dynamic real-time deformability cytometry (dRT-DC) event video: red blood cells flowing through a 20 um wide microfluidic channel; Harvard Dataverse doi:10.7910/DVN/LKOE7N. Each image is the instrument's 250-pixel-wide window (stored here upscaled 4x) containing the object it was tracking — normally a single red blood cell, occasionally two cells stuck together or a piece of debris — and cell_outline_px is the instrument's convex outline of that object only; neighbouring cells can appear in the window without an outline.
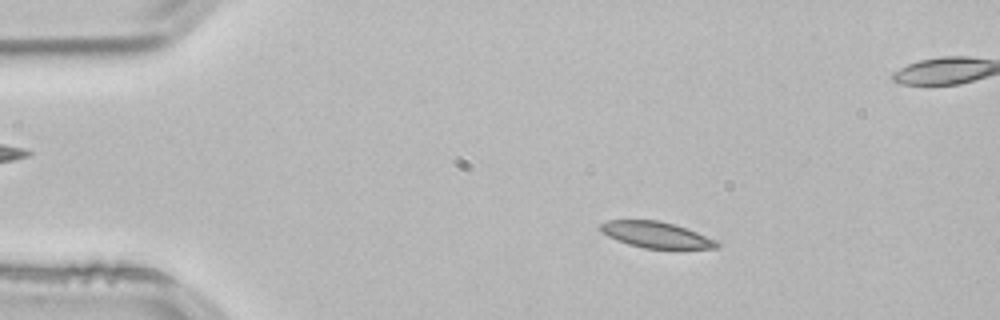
{"species": "common noctule bat (a hibernating species)", "species_latin": "Nyctalus noctula", "temperature_condition": "room temperature", "stored_images_in_passage": 28, "camera_frame_rate_fps": 3000, "um_per_image_px": 0.085, "animal": {"sex": "male", "body_mass_g": 21.5, "forearm_length_mm": 52.0}, "frame": {"image": 1, "passage_image": 9, "time_ms": 2.667, "image_size_px": [1000, 320], "cell_outline_px": [[720, 248], [644, 248], [628, 244], [616, 240], [600, 232], [600, 224], [608, 220], [656, 220], [676, 224], [716, 240], [720, 244]], "centroid_in_image_um": [55.75, 19.95], "position_along_channel_um": 29.3, "area_um2": 17.63}}
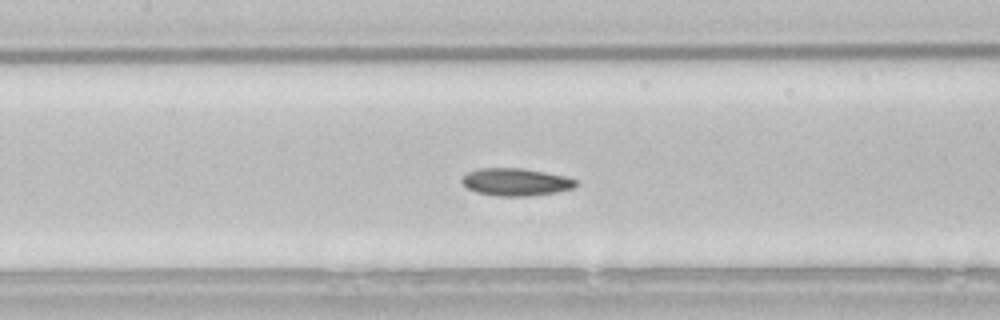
{"frame": {"image": 2, "passage_image": 24, "time_ms": 7.667, "image_size_px": [1000, 320], "cell_outline_px": [[576, 184], [572, 188], [556, 192], [528, 196], [496, 196], [476, 192], [468, 188], [460, 180], [468, 172], [476, 168], [520, 168], [544, 172], [564, 176], [576, 180]], "centroid_in_image_um": [43.8, 15.47], "position_along_channel_um": 163.6, "area_um2": 18.09}}
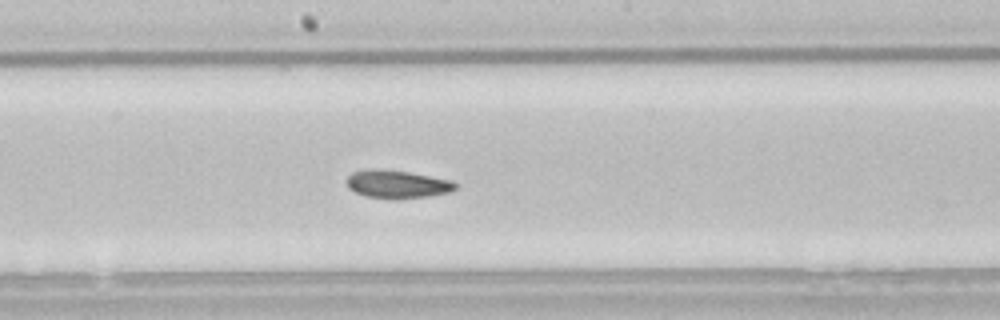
{"frame": {"image": 3, "passage_image": 28, "time_ms": 9.0, "image_size_px": [1000, 320], "cell_outline_px": [[456, 188], [448, 192], [428, 196], [392, 200], [368, 196], [356, 192], [348, 188], [344, 180], [352, 172], [364, 168], [384, 168], [408, 172], [452, 180], [456, 184]], "centroid_in_image_um": [33.69, 15.64], "position_along_channel_um": 214.5, "area_um2": 18.09}}